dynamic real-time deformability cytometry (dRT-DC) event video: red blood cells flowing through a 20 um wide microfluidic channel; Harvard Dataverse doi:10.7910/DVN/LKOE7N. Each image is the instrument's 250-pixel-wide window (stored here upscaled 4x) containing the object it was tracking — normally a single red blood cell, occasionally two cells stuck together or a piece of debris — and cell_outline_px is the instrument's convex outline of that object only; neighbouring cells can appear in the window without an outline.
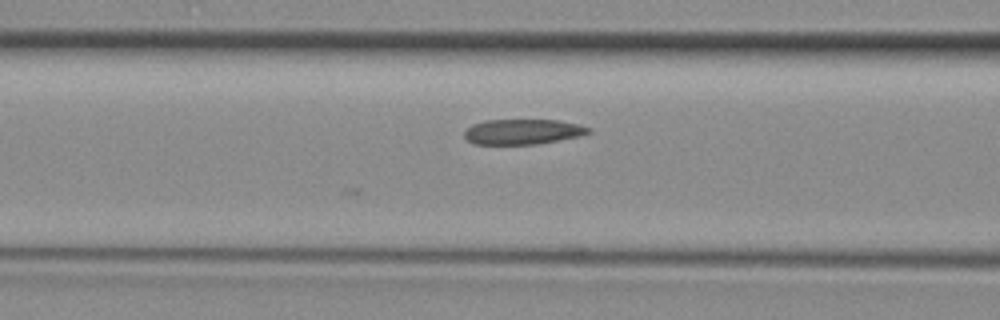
{"species": "common noctule bat (a hibernating species)", "species_latin": "Nyctalus noctula", "temperature_condition": "room temperature", "stored_images_in_passage": 7, "camera_frame_rate_fps": 3000, "um_per_image_px": 0.085, "animal": {"sex": "female", "body_mass_g": 29.2, "forearm_length_mm": 56.3}, "frame": {"image": 1, "passage_image": 7, "time_ms": 2.0, "image_size_px": [1000, 320], "cell_outline_px": [[592, 132], [580, 136], [536, 144], [472, 144], [464, 136], [464, 132], [472, 124], [484, 120], [556, 120], [576, 124], [592, 128]], "centroid_in_image_um": [44.42, 11.19], "position_along_channel_um": 122.2, "area_um2": 18.21}}